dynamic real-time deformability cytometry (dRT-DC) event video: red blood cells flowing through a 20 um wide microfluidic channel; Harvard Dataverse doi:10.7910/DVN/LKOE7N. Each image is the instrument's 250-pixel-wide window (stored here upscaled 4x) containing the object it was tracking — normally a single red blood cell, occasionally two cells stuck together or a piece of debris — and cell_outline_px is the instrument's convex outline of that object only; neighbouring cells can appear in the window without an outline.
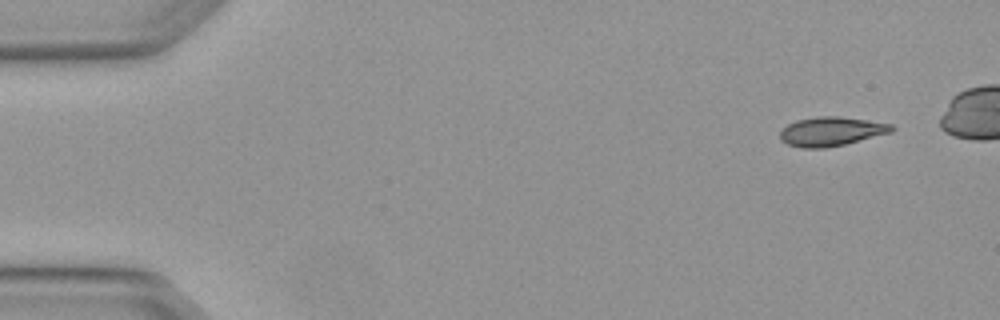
{"species": "Egyptian fruit bat (a non-hibernating species)", "species_latin": "Rousettus aegyptiacus", "temperature_condition": "warm", "stored_images_in_passage": 5, "camera_frame_rate_fps": 3000, "um_per_image_px": 0.085, "animal": {"sex": "female"}, "frame": {"image": 1, "passage_image": 1, "time_ms": 0.0, "image_size_px": [1000, 320], "cell_outline_px": [[896, 128], [892, 132], [844, 144], [824, 148], [804, 148], [788, 144], [780, 140], [780, 132], [788, 124], [796, 120], [816, 116], [836, 116], [892, 124]], "centroid_in_image_um": [70.64, 11.17], "position_along_channel_um": 14.4, "area_um2": 18.73}}